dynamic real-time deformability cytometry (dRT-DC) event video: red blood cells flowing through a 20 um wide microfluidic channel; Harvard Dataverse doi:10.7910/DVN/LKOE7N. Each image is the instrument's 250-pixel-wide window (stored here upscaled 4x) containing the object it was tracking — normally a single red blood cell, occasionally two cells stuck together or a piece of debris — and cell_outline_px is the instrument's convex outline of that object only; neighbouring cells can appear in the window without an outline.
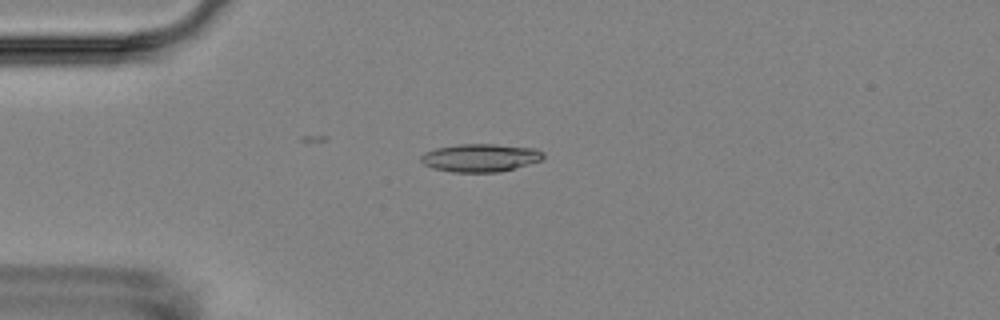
{"species": "Egyptian fruit bat (a non-hibernating species)", "species_latin": "Rousettus aegyptiacus", "temperature_condition": "room temperature", "stored_images_in_passage": 7, "camera_frame_rate_fps": 3000, "um_per_image_px": 0.085, "animal": {"sex": "female"}, "frame": {"image": 1, "passage_image": 5, "time_ms": 5.667, "image_size_px": [1000, 320], "cell_outline_px": [[544, 156], [540, 160], [512, 168], [496, 172], [452, 172], [432, 168], [424, 164], [420, 160], [420, 156], [424, 152], [436, 148], [456, 144], [496, 144], [536, 148], [544, 152]], "centroid_in_image_um": [40.78, 13.39], "position_along_channel_um": 44.2, "area_um2": 19.88}}